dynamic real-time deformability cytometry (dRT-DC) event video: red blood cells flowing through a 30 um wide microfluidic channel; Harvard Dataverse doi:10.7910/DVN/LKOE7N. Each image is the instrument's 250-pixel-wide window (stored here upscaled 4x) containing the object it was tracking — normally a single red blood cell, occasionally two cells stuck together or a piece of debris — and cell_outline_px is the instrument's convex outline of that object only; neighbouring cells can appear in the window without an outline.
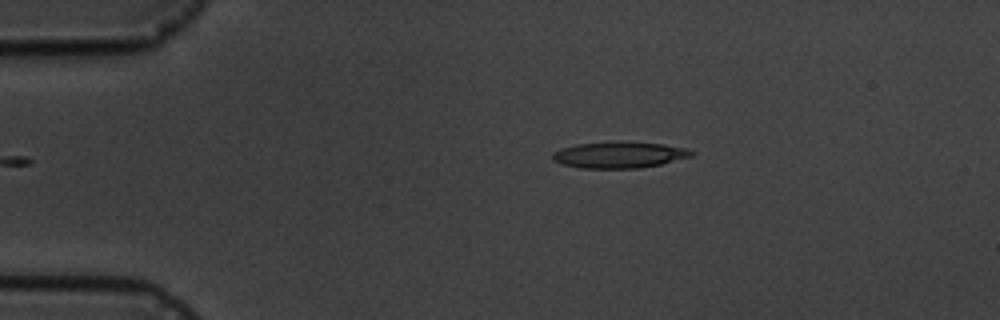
{"species": "common noctule bat (a hibernating species)", "species_latin": "Nyctalus noctula", "temperature_condition": "cold", "stored_images_in_passage": 3, "camera_frame_rate_fps": 3000, "um_per_image_px": 0.085, "animal": {"sex": "male", "body_mass_g": 19.5, "forearm_length_mm": 54.6}, "frame": {"image": 1, "passage_image": 3, "time_ms": 2.333, "image_size_px": [1000, 320], "cell_outline_px": [[696, 152], [692, 156], [660, 164], [640, 168], [580, 168], [560, 164], [552, 160], [552, 152], [560, 148], [576, 144], [664, 144], [684, 148]], "centroid_in_image_um": [52.58, 13.21], "position_along_channel_um": 32.4, "area_um2": 20.4}}